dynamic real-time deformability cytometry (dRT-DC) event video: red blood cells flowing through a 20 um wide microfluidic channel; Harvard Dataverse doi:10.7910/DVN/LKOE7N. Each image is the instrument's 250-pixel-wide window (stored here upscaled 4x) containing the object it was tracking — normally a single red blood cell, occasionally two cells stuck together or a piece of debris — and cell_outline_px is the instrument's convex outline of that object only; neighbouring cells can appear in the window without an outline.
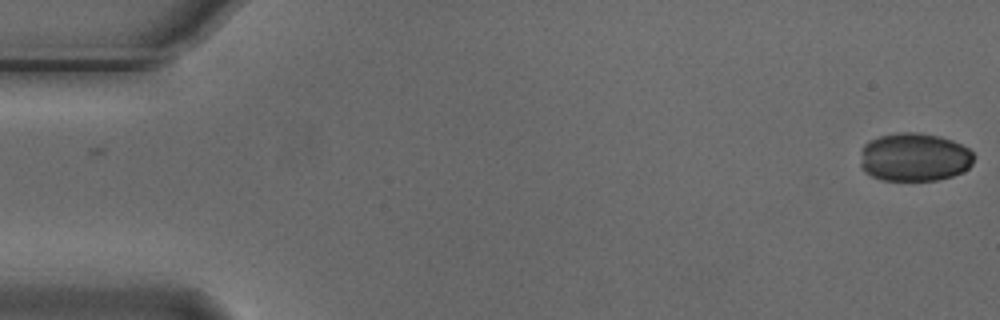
{"species": "Egyptian fruit bat (a non-hibernating species)", "species_latin": "Rousettus aegyptiacus", "temperature_condition": "cold", "stored_images_in_passage": 2, "camera_frame_rate_fps": 3000, "um_per_image_px": 0.085, "animal": {"sex": "male"}, "frame": {"image": 1, "passage_image": 2, "time_ms": 0.333, "image_size_px": [1000, 320], "cell_outline_px": [[976, 156], [972, 164], [964, 172], [952, 176], [936, 180], [880, 180], [864, 172], [860, 164], [864, 144], [868, 140], [880, 136], [900, 132], [916, 132], [940, 136], [952, 140], [968, 148]], "centroid_in_image_um": [77.73, 13.36], "position_along_channel_um": 7.3, "area_um2": 32.25}}